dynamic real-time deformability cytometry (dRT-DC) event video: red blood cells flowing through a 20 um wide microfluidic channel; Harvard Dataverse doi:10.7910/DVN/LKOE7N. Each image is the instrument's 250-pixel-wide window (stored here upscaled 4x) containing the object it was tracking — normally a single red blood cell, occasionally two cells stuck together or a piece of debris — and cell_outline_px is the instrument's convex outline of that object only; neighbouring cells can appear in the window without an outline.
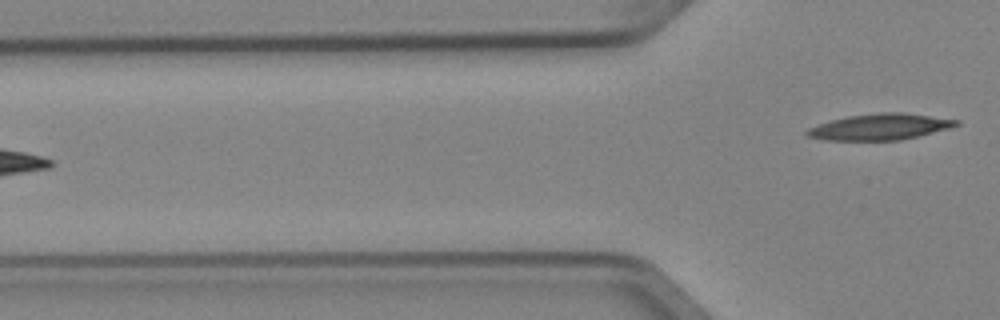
{"species": "Egyptian fruit bat (a non-hibernating species)", "species_latin": "Rousettus aegyptiacus", "temperature_condition": "cold", "stored_images_in_passage": 5, "camera_frame_rate_fps": 3000, "um_per_image_px": 0.085, "animal": {"sex": "female"}, "frame": {"image": 1, "passage_image": 5, "time_ms": 1.333, "image_size_px": [1000, 320], "cell_outline_px": [[960, 124], [948, 128], [900, 140], [824, 140], [808, 136], [804, 132], [808, 128], [816, 124], [848, 116], [880, 112], [904, 112], [960, 120]], "centroid_in_image_um": [74.77, 10.77], "position_along_channel_um": 51.0, "area_um2": 22.6}}